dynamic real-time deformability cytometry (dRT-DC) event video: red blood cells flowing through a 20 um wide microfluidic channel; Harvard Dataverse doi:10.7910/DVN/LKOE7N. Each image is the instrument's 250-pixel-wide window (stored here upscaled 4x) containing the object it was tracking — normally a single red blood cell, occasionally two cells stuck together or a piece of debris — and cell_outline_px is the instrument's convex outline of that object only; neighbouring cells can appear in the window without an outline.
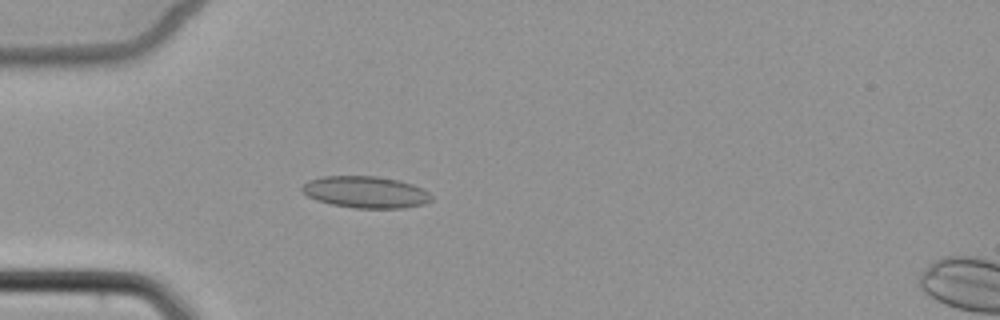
{"species": "common noctule bat (a hibernating species)", "species_latin": "Nyctalus noctula", "temperature_condition": "cold", "stored_images_in_passage": 5, "camera_frame_rate_fps": 3000, "um_per_image_px": 0.085, "animal": {"sex": "female", "body_mass_g": 22.7, "forearm_length_mm": 54.2}, "frame": {"image": 1, "passage_image": 4, "time_ms": 4.333, "image_size_px": [1000, 320], "cell_outline_px": [[432, 200], [424, 204], [404, 208], [352, 208], [332, 204], [316, 200], [308, 196], [300, 188], [308, 180], [324, 176], [376, 176], [396, 180], [412, 184], [428, 192], [432, 196]], "centroid_in_image_um": [31.07, 16.33], "position_along_channel_um": 53.9, "area_um2": 23.81}}